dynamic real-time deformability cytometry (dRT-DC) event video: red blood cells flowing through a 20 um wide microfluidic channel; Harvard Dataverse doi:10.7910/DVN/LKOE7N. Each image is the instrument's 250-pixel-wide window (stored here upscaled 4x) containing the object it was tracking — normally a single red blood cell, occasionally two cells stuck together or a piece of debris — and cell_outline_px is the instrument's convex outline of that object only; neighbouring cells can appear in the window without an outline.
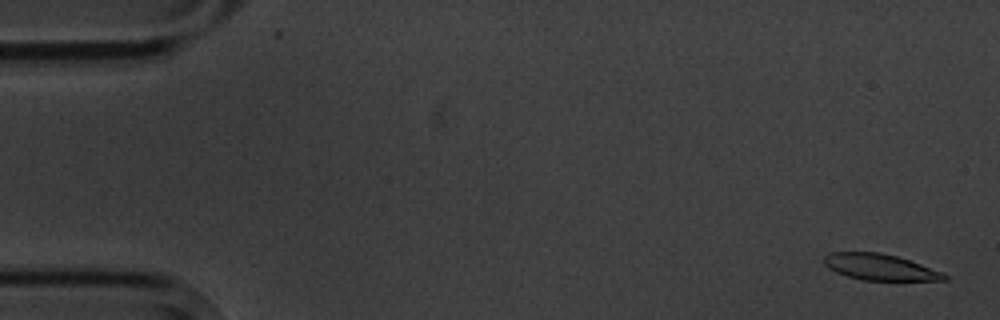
{"species": "common noctule bat (a hibernating species)", "species_latin": "Nyctalus noctula", "temperature_condition": "cold", "stored_images_in_passage": 4, "camera_frame_rate_fps": 3000, "um_per_image_px": 0.085, "animal": {"sex": "male", "body_mass_g": 20.1, "forearm_length_mm": 53.5}, "frame": {"image": 1, "passage_image": 1, "time_ms": 0.0, "image_size_px": [1000, 320], "cell_outline_px": [[948, 280], [860, 280], [836, 272], [828, 268], [824, 264], [824, 256], [828, 252], [880, 252], [896, 256], [944, 272], [948, 276]], "centroid_in_image_um": [74.78, 22.7], "position_along_channel_um": 10.2, "area_um2": 18.32}}